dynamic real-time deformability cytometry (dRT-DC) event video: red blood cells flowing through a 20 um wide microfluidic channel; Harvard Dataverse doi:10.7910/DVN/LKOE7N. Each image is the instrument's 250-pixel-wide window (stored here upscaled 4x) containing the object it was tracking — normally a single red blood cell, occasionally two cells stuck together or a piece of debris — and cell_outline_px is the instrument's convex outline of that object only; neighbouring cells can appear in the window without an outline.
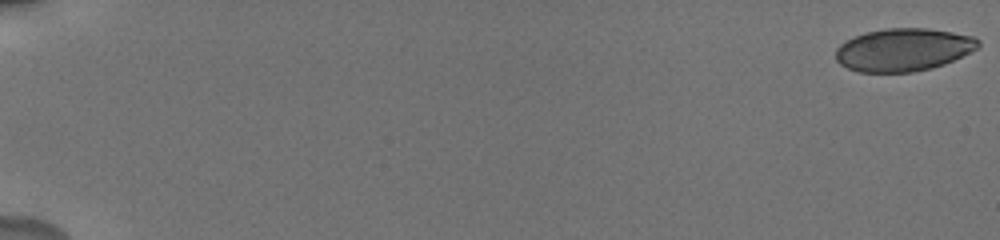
{"species": "human", "species_latin": "Homo sapiens", "temperature_condition": "cold", "stored_images_in_passage": 13, "camera_frame_rate_fps": 3000, "um_per_image_px": 0.085, "donor": {"sex": "male"}, "frame": {"image": 1, "passage_image": 1, "time_ms": 0.0, "image_size_px": [1000, 240], "cell_outline_px": [[980, 48], [944, 64], [932, 68], [912, 72], [860, 72], [848, 68], [840, 64], [836, 60], [836, 48], [840, 44], [856, 36], [868, 32], [884, 28], [928, 28], [976, 36], [980, 40]], "centroid_in_image_um": [76.83, 4.22], "position_along_channel_um": 8.2, "area_um2": 35.66}}
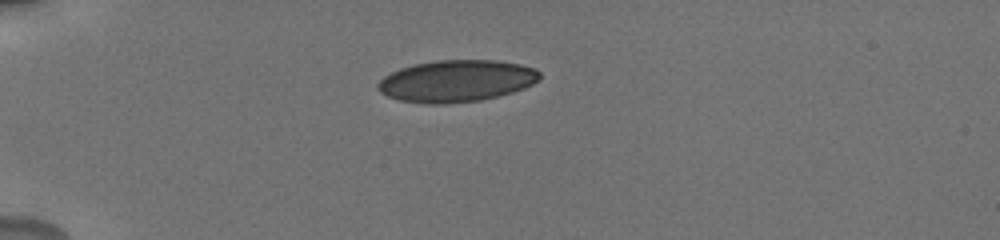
{"frame": {"image": 2, "passage_image": 10, "time_ms": 5.333, "image_size_px": [1000, 240], "cell_outline_px": [[540, 80], [524, 88], [512, 92], [480, 100], [448, 104], [428, 104], [400, 100], [388, 96], [380, 92], [376, 88], [376, 84], [384, 76], [400, 68], [412, 64], [436, 60], [496, 60], [520, 64], [532, 68], [540, 72]], "centroid_in_image_um": [38.77, 6.88], "position_along_channel_um": 46.2, "area_um2": 39.54}}
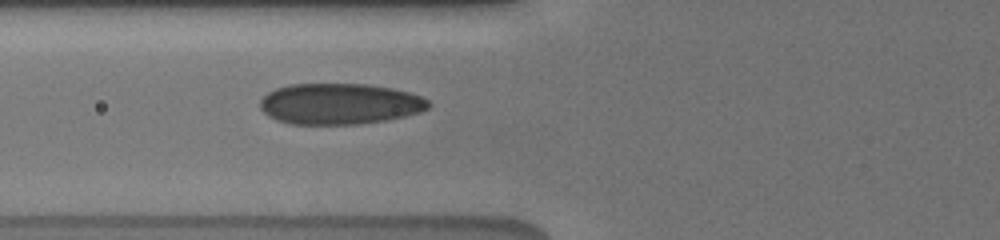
{"frame": {"image": 3, "passage_image": 13, "time_ms": 7.667, "image_size_px": [1000, 240], "cell_outline_px": [[432, 104], [428, 108], [420, 112], [404, 116], [384, 120], [356, 124], [292, 124], [276, 120], [268, 116], [260, 108], [260, 100], [268, 92], [276, 88], [288, 84], [368, 84], [392, 88], [408, 92], [420, 96], [428, 100]], "centroid_in_image_um": [28.85, 8.82], "position_along_channel_um": 96.9, "area_um2": 40.23}}